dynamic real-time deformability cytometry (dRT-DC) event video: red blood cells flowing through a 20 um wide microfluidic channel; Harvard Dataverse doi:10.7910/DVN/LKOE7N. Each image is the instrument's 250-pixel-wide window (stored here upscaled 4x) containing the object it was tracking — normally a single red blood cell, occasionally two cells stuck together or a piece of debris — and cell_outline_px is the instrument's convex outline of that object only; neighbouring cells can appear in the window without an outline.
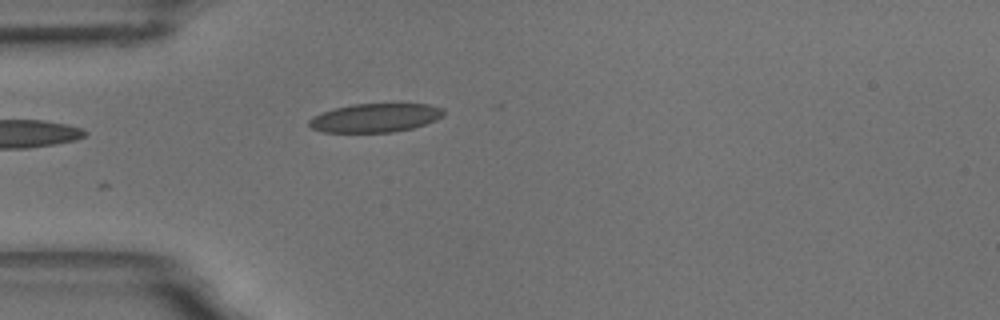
{"species": "common noctule bat (a hibernating species)", "species_latin": "Nyctalus noctula", "temperature_condition": "room temperature", "stored_images_in_passage": 4, "camera_frame_rate_fps": 3000, "um_per_image_px": 0.085, "animal": {"sex": "male", "body_mass_g": 18.8}, "frame": {"image": 1, "passage_image": 4, "time_ms": 3.667, "image_size_px": [1000, 320], "cell_outline_px": [[444, 116], [436, 120], [412, 128], [392, 132], [324, 132], [312, 128], [308, 124], [308, 120], [312, 116], [336, 108], [352, 104], [428, 104], [444, 108]], "centroid_in_image_um": [31.91, 10.01], "position_along_channel_um": 53.1, "area_um2": 22.43}}